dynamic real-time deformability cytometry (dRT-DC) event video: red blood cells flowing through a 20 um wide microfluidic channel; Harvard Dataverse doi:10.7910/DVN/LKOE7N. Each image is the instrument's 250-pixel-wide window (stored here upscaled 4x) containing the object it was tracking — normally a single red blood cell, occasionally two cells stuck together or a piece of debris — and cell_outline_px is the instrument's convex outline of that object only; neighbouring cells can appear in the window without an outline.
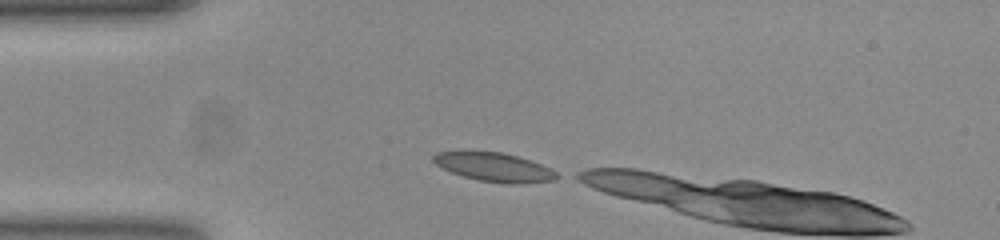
{"species": "common noctule bat (a hibernating species)", "species_latin": "Nyctalus noctula", "temperature_condition": "room temperature", "stored_images_in_passage": 3, "camera_frame_rate_fps": 3000, "um_per_image_px": 0.085, "animal": {"sex": "female", "body_mass_g": 23.0, "forearm_length_mm": 53.4}, "frame": {"image": 1, "passage_image": 1, "time_ms": 0.0, "image_size_px": [1000, 240], "cell_outline_px": [[560, 176], [552, 180], [520, 184], [508, 184], [480, 180], [464, 176], [452, 172], [436, 164], [432, 160], [432, 156], [436, 152], [460, 148], [500, 152], [516, 156], [552, 168], [560, 172]], "centroid_in_image_um": [41.96, 14.16], "position_along_channel_um": 43.0, "area_um2": 21.33}}